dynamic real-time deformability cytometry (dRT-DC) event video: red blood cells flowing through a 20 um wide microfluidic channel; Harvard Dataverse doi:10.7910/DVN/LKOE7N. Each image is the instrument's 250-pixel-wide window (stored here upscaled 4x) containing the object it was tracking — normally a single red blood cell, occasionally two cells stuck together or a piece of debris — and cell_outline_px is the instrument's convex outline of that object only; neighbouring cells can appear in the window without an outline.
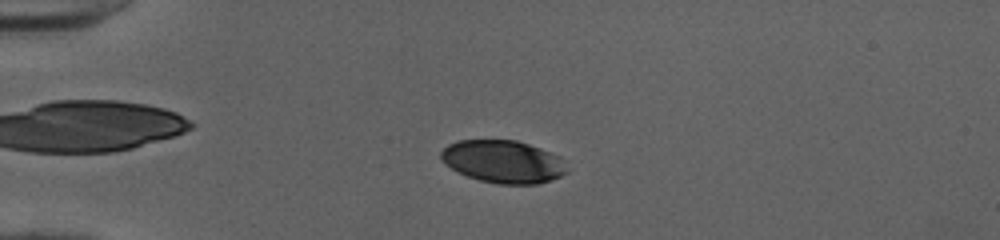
{"species": "human", "species_latin": "Homo sapiens", "temperature_condition": "cold", "stored_images_in_passage": 52, "camera_frame_rate_fps": 3000, "um_per_image_px": 0.085, "donor": {"sex": "female"}, "frame": {"image": 1, "passage_image": 14, "time_ms": 4.333, "image_size_px": [1000, 240], "cell_outline_px": [[568, 172], [560, 176], [536, 184], [496, 184], [480, 180], [468, 176], [444, 164], [440, 160], [440, 152], [448, 144], [460, 140], [516, 140], [540, 148], [560, 156]], "centroid_in_image_um": [42.74, 13.73], "position_along_channel_um": 42.3, "area_um2": 31.15}}
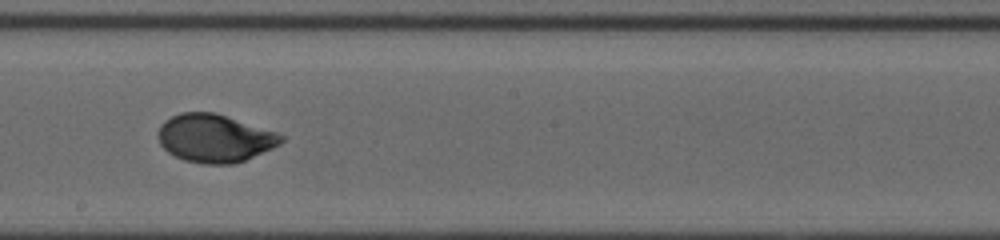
{"frame": {"image": 2, "passage_image": 31, "time_ms": 10.0, "image_size_px": [1000, 240], "cell_outline_px": [[284, 140], [280, 144], [272, 148], [236, 164], [204, 164], [184, 160], [168, 152], [160, 144], [156, 136], [160, 124], [164, 120], [180, 112], [216, 112], [276, 132], [284, 136]], "centroid_in_image_um": [18.22, 11.74], "position_along_channel_um": 230.0, "area_um2": 34.62}}
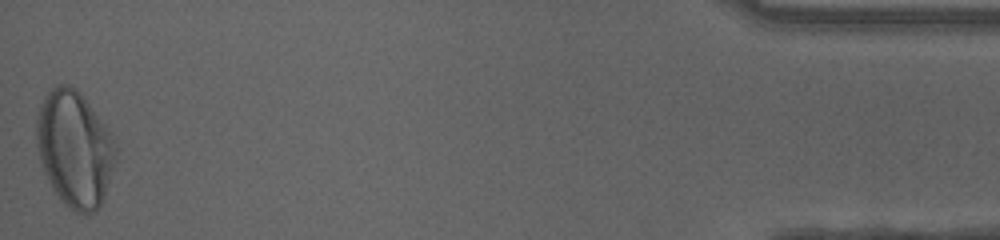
{"frame": {"image": 3, "passage_image": 52, "time_ms": 17.0, "image_size_px": [1000, 240], "cell_outline_px": [[116, 160], [104, 196], [96, 212], [88, 216], [76, 212], [64, 204], [60, 200], [52, 188], [44, 172], [40, 160], [36, 144], [36, 116], [40, 104], [44, 96], [52, 88], [60, 84], [68, 84], [76, 88], [84, 96], [104, 124], [112, 136], [116, 144]], "centroid_in_image_um": [6.33, 12.66], "position_along_channel_um": 428.9, "area_um2": 53.87}, "authors_computed_cell_mechanics": {"area_um2": 33.9864, "velocity_mm_per_s": 4.004, "shape_relaxation_time_tau1_ms": 3.2731, "shape_relaxation_time_tau2_ms": null, "deformation_change_tau1": 0.1532, "deformation_change_tau2": null}}